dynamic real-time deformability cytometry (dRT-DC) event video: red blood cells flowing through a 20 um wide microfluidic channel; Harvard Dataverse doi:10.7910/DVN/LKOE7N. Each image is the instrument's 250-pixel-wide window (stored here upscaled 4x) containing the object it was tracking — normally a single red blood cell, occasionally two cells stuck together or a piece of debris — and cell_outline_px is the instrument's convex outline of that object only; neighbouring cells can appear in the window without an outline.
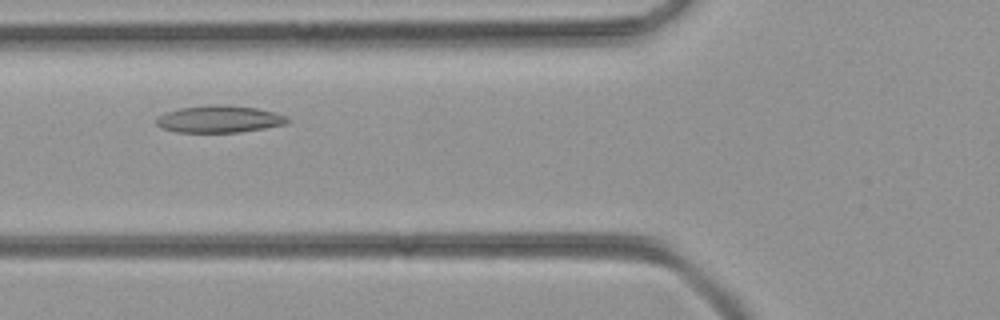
{"species": "common noctule bat (a hibernating species)", "species_latin": "Nyctalus noctula", "temperature_condition": "room temperature", "stored_images_in_passage": 40, "camera_frame_rate_fps": 3000, "um_per_image_px": 0.085, "animal": {"sex": "female", "body_mass_g": 21.9}, "frame": {"image": 1, "passage_image": 12, "time_ms": 3.667, "image_size_px": [1000, 320], "cell_outline_px": [[292, 120], [284, 124], [264, 128], [240, 132], [176, 132], [164, 128], [156, 124], [156, 120], [160, 116], [168, 112], [180, 108], [208, 104], [224, 104], [256, 108], [276, 112], [288, 116]], "centroid_in_image_um": [18.7, 10.11], "position_along_channel_um": 107.1, "area_um2": 20.69}}
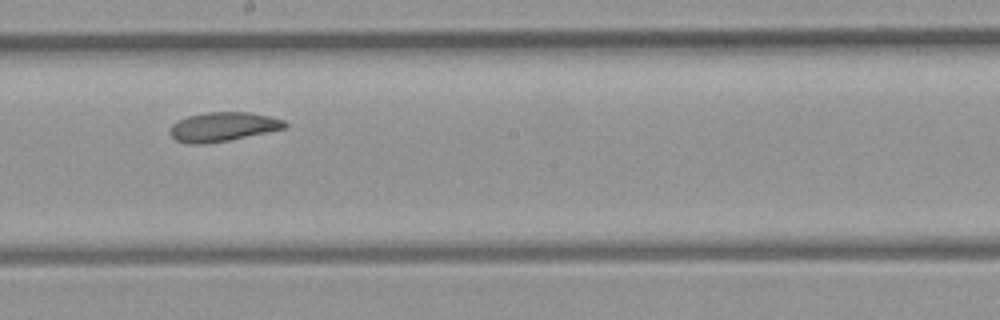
{"frame": {"image": 2, "passage_image": 21, "time_ms": 6.667, "image_size_px": [1000, 320], "cell_outline_px": [[288, 128], [208, 144], [188, 144], [176, 140], [168, 132], [172, 124], [188, 116], [208, 112], [248, 112], [268, 116], [284, 120], [288, 124]], "centroid_in_image_um": [18.95, 10.78], "position_along_channel_um": 229.2, "area_um2": 19.54}}
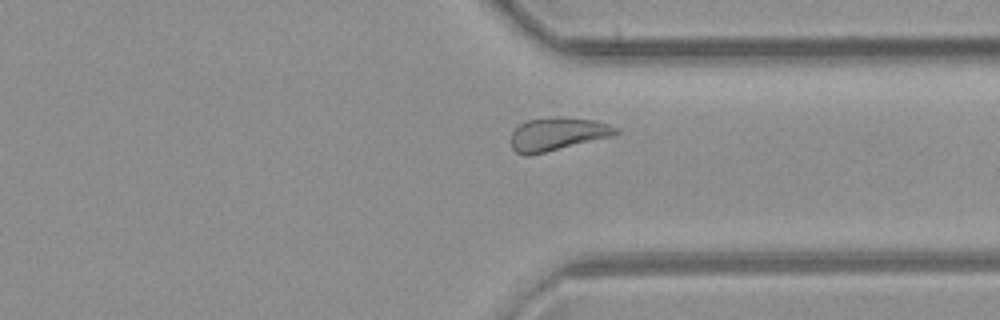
{"frame": {"image": 3, "passage_image": 31, "time_ms": 10.0, "image_size_px": [1000, 320], "cell_outline_px": [[620, 132], [616, 136], [528, 156], [524, 156], [516, 152], [512, 148], [512, 132], [520, 124], [528, 120], [556, 116], [564, 116], [596, 120], [620, 128]], "centroid_in_image_um": [47.46, 11.39], "position_along_channel_um": 363.9, "area_um2": 20.63}}